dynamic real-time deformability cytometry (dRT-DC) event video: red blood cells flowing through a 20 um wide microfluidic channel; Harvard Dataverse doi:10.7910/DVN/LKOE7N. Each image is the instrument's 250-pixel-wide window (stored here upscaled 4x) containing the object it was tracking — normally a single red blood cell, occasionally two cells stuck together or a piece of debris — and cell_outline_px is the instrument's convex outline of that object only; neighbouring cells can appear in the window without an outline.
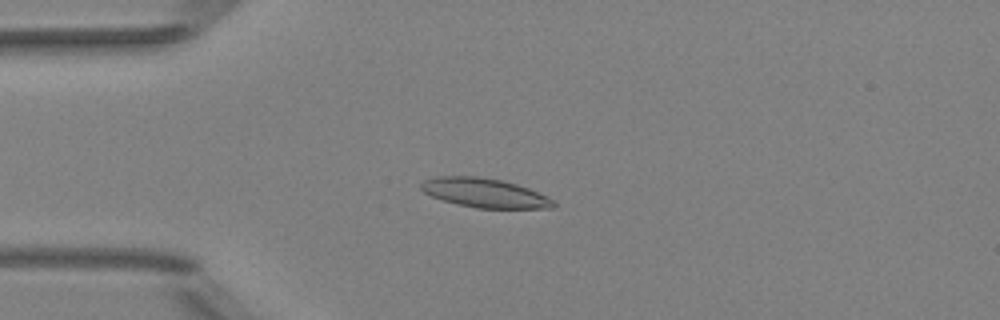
{"species": "Egyptian fruit bat (a non-hibernating species)", "species_latin": "Rousettus aegyptiacus", "temperature_condition": "room temperature", "stored_images_in_passage": 39, "camera_frame_rate_fps": 3000, "um_per_image_px": 0.085, "animal": {"sex": "female"}, "frame": {"image": 1, "passage_image": 1, "time_ms": 0.0, "image_size_px": [1000, 320], "cell_outline_px": [[556, 208], [476, 208], [456, 204], [432, 196], [424, 192], [420, 188], [420, 184], [424, 180], [436, 176], [476, 176], [500, 180], [516, 184], [540, 192], [548, 196], [556, 204]], "centroid_in_image_um": [41.2, 16.4], "position_along_channel_um": 43.8, "area_um2": 22.54}}
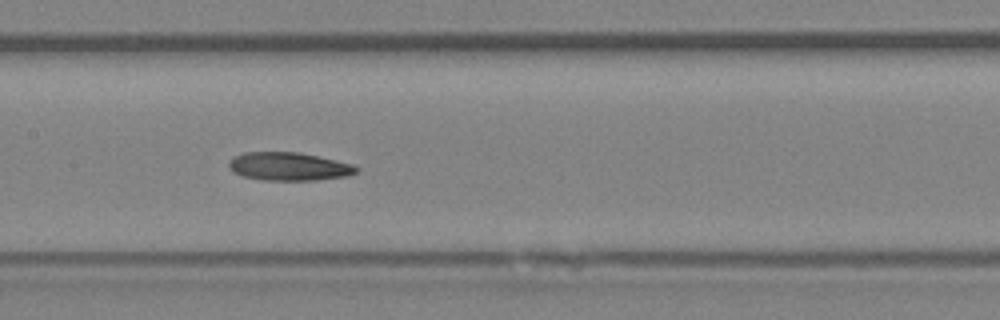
{"frame": {"image": 2, "passage_image": 13, "time_ms": 4.0, "image_size_px": [1000, 320], "cell_outline_px": [[360, 168], [356, 172], [348, 176], [316, 180], [264, 180], [244, 176], [232, 172], [228, 168], [228, 160], [232, 156], [244, 152], [300, 152], [336, 160], [352, 164]], "centroid_in_image_um": [24.52, 14.14], "position_along_channel_um": 182.9, "area_um2": 21.15}}
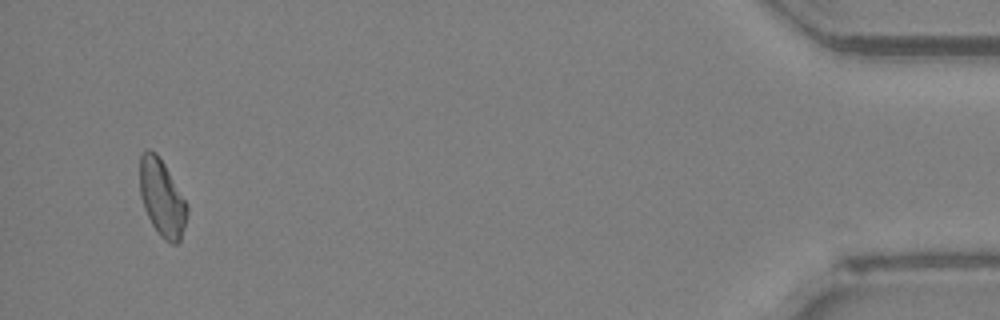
{"frame": {"image": 3, "passage_image": 37, "time_ms": 12.0, "image_size_px": [1000, 320], "cell_outline_px": [[188, 212], [180, 240], [176, 244], [172, 244], [164, 240], [160, 236], [152, 224], [144, 208], [140, 196], [140, 156], [148, 148], [156, 152], [164, 164], [188, 204]], "centroid_in_image_um": [13.77, 16.83], "position_along_channel_um": 421.4, "area_um2": 21.1}}